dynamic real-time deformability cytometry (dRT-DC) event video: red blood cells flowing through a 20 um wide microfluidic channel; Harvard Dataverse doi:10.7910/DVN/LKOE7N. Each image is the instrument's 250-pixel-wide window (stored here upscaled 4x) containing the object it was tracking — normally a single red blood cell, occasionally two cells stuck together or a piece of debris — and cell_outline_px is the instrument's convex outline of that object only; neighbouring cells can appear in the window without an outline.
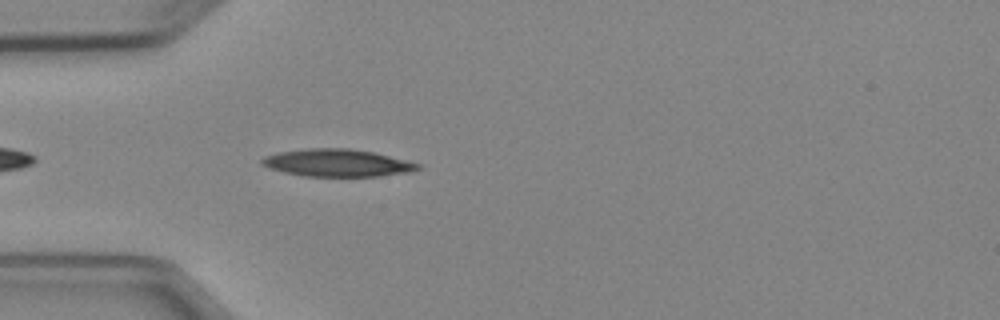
{"species": "Egyptian fruit bat (a non-hibernating species)", "species_latin": "Rousettus aegyptiacus", "temperature_condition": "cold", "stored_images_in_passage": 5, "camera_frame_rate_fps": 3000, "um_per_image_px": 0.085, "animal": {"sex": "female"}, "frame": {"image": 1, "passage_image": 5, "time_ms": 4.667, "image_size_px": [1000, 320], "cell_outline_px": [[420, 168], [412, 172], [376, 176], [304, 176], [284, 172], [260, 164], [260, 160], [264, 156], [276, 152], [308, 148], [348, 148], [372, 152], [420, 164]], "centroid_in_image_um": [28.62, 13.84], "position_along_channel_um": 56.4, "area_um2": 24.74}}